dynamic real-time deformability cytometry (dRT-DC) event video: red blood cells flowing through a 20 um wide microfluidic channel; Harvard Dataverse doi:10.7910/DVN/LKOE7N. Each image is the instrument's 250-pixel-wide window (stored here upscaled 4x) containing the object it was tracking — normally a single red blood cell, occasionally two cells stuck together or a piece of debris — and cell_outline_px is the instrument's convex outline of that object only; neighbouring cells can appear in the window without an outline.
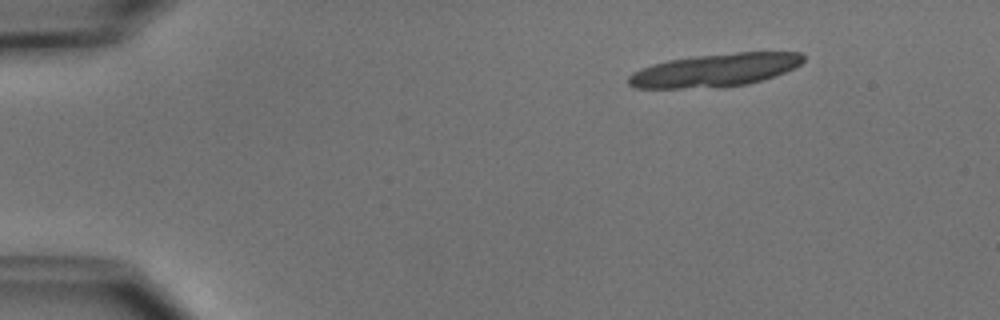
{"species": "common noctule bat (a hibernating species)", "species_latin": "Nyctalus noctula", "temperature_condition": "cold", "stored_images_in_passage": 2, "camera_frame_rate_fps": 3000, "um_per_image_px": 0.085, "animal": {"sex": "male", "body_mass_g": 15.6}, "frame": {"image": 1, "passage_image": 1, "time_ms": 0.0, "image_size_px": [1000, 320], "cell_outline_px": [[804, 60], [800, 64], [784, 72], [748, 84], [724, 88], [636, 88], [628, 84], [628, 76], [632, 72], [640, 68], [652, 64], [668, 60], [696, 56], [736, 52], [800, 52], [804, 56]], "centroid_in_image_um": [60.74, 5.97], "position_along_channel_um": 24.3, "area_um2": 33.76}}